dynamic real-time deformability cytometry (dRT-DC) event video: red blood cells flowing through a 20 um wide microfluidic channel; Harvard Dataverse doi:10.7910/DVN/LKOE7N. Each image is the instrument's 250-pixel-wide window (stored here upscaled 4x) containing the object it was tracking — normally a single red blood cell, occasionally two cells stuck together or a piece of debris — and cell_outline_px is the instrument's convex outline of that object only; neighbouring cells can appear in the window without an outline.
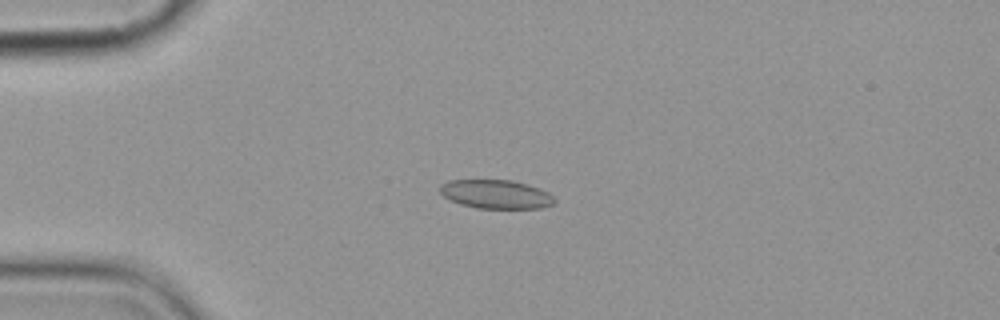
{"species": "common noctule bat (a hibernating species)", "species_latin": "Nyctalus noctula", "temperature_condition": "cold", "stored_images_in_passage": 6, "camera_frame_rate_fps": 3000, "um_per_image_px": 0.085, "animal": {"sex": "female", "body_mass_g": 19.9}, "frame": {"image": 1, "passage_image": 5, "time_ms": 4.667, "image_size_px": [1000, 320], "cell_outline_px": [[556, 200], [552, 204], [540, 208], [476, 208], [460, 204], [444, 196], [440, 192], [440, 184], [448, 180], [512, 180], [528, 184], [540, 188], [548, 192]], "centroid_in_image_um": [42.15, 16.5], "position_along_channel_um": 42.8, "area_um2": 19.19}}